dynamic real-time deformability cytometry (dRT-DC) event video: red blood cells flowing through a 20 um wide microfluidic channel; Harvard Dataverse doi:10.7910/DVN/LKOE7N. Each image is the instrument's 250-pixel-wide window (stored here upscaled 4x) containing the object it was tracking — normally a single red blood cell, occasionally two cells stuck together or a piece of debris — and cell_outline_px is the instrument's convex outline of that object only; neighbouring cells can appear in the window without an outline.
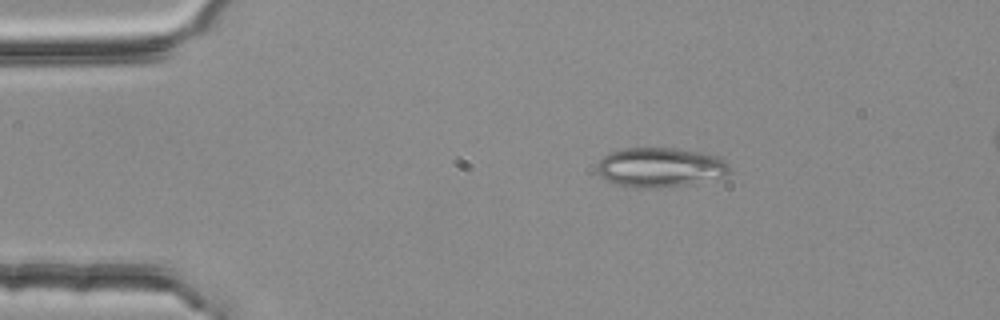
{"species": "common noctule bat (a hibernating species)", "species_latin": "Nyctalus noctula", "temperature_condition": "room temperature", "stored_images_in_passage": 3, "camera_frame_rate_fps": 3000, "um_per_image_px": 0.085, "animal": {"sex": "female", "body_mass_g": 25.1}, "frame": {"image": 1, "passage_image": 3, "time_ms": 0.667, "image_size_px": [1000, 320], "cell_outline_px": [[728, 176], [692, 184], [656, 188], [632, 188], [612, 184], [604, 180], [596, 172], [596, 164], [604, 156], [612, 152], [624, 148], [676, 148], [700, 152], [720, 156], [728, 164]], "centroid_in_image_um": [56.09, 14.24], "position_along_channel_um": 28.9, "area_um2": 31.1}}